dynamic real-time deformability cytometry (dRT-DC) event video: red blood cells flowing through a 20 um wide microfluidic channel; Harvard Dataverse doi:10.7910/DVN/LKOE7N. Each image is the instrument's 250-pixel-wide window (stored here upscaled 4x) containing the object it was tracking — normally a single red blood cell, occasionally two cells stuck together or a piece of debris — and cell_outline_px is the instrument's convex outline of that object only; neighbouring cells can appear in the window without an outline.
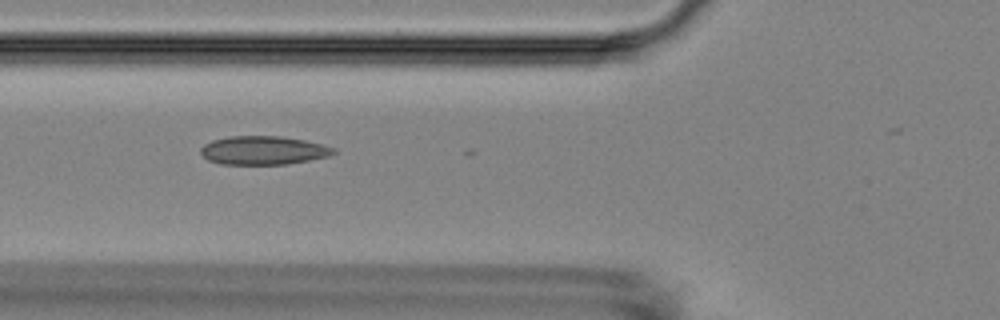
{"species": "Egyptian fruit bat (a non-hibernating species)", "species_latin": "Rousettus aegyptiacus", "temperature_condition": "room temperature", "stored_images_in_passage": 7, "camera_frame_rate_fps": 3000, "um_per_image_px": 0.085, "animal": {"sex": "female"}, "frame": {"image": 1, "passage_image": 6, "time_ms": 5.667, "image_size_px": [1000, 320], "cell_outline_px": [[336, 152], [328, 156], [288, 164], [220, 164], [208, 160], [200, 152], [200, 148], [204, 144], [212, 140], [228, 136], [280, 136], [304, 140], [336, 148]], "centroid_in_image_um": [22.35, 12.78], "position_along_channel_um": 103.4, "area_um2": 22.08}}